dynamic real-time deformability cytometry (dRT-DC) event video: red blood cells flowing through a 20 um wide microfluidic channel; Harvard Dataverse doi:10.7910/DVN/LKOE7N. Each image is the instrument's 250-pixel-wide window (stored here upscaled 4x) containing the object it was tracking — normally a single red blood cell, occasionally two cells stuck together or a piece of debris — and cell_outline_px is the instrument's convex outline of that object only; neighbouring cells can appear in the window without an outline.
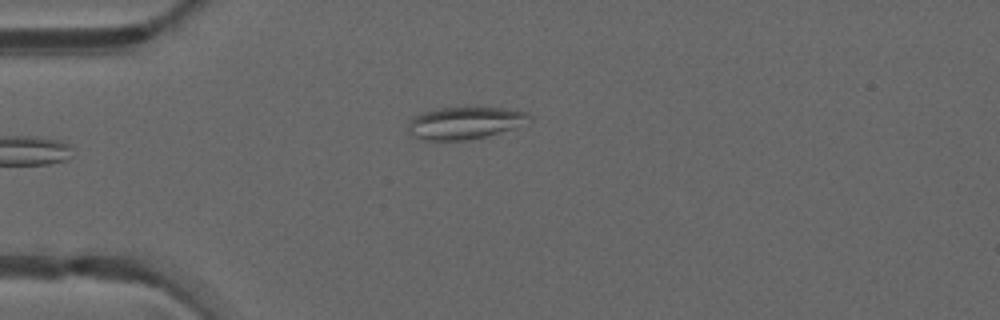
{"species": "common noctule bat (a hibernating species)", "species_latin": "Nyctalus noctula", "temperature_condition": "warm", "stored_images_in_passage": 33, "camera_frame_rate_fps": 3000, "um_per_image_px": 0.085, "animal": {"sex": "male", "forearm_length_mm": 52.5}, "frame": {"image": 1, "passage_image": 1, "time_ms": 0.0, "image_size_px": [1000, 320], "cell_outline_px": [[532, 120], [488, 136], [468, 140], [424, 140], [412, 136], [408, 132], [408, 124], [412, 116], [424, 112], [440, 108], [504, 108], [528, 112], [532, 116]], "centroid_in_image_um": [39.48, 10.45], "position_along_channel_um": 45.5, "area_um2": 22.6}}
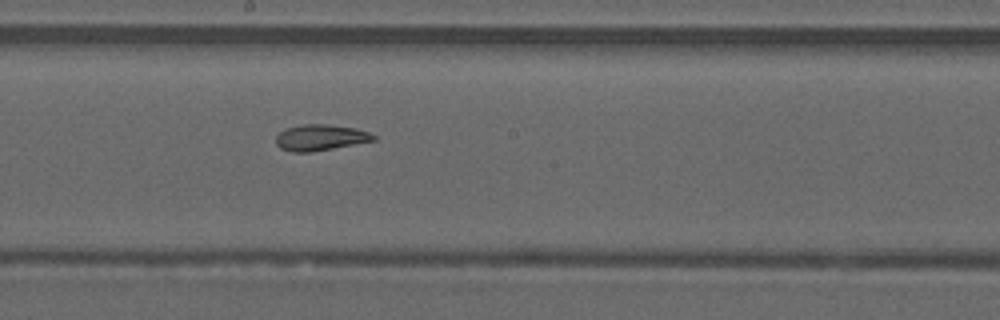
{"frame": {"image": 2, "passage_image": 15, "time_ms": 4.667, "image_size_px": [1000, 320], "cell_outline_px": [[376, 140], [332, 148], [308, 152], [292, 152], [280, 148], [276, 144], [276, 136], [280, 132], [288, 128], [304, 124], [328, 124], [356, 128], [368, 132], [376, 136]], "centroid_in_image_um": [27.23, 11.68], "position_along_channel_um": 221.0, "area_um2": 14.62}}
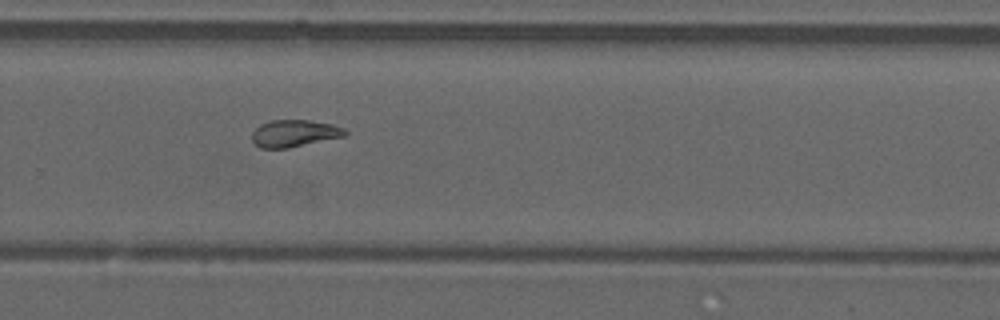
{"frame": {"image": 3, "passage_image": 21, "time_ms": 6.667, "image_size_px": [1000, 320], "cell_outline_px": [[348, 132], [344, 136], [288, 148], [260, 148], [252, 140], [252, 132], [260, 124], [272, 120], [308, 120], [332, 124], [344, 128]], "centroid_in_image_um": [25.01, 11.33], "position_along_channel_um": 304.8, "area_um2": 14.57}, "authors_computed_cell_mechanics": {"area_um2": 15.3748, "velocity_mm_per_s": 4.2117, "shape_relaxation_time_tau1_ms": null, "shape_relaxation_time_tau2_ms": 2.5055, "deformation_change_tau1": null, "deformation_change_tau2": 0.0929}}